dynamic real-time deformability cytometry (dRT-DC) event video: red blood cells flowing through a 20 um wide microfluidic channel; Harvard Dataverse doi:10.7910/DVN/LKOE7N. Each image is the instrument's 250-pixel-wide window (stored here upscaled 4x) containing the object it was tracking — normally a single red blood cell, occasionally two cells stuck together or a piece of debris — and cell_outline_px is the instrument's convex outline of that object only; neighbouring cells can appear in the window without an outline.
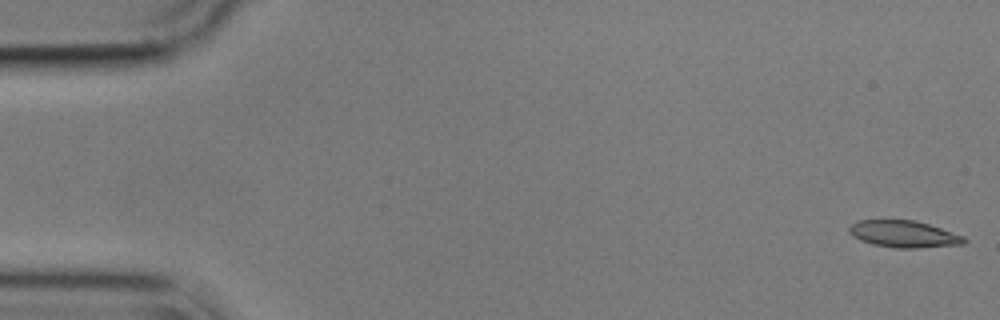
{"species": "common noctule bat (a hibernating species)", "species_latin": "Nyctalus noctula", "temperature_condition": "cold", "stored_images_in_passage": 55, "camera_frame_rate_fps": 3000, "um_per_image_px": 0.085, "animal": {"sex": "male", "body_mass_g": 17.9}, "frame": {"image": 1, "passage_image": 1, "time_ms": 0.0, "image_size_px": [1000, 320], "cell_outline_px": [[968, 240], [964, 244], [916, 248], [896, 248], [872, 244], [860, 240], [852, 236], [848, 232], [848, 228], [856, 220], [916, 220], [964, 236]], "centroid_in_image_um": [76.8, 19.89], "position_along_channel_um": 8.2, "area_um2": 18.03}}
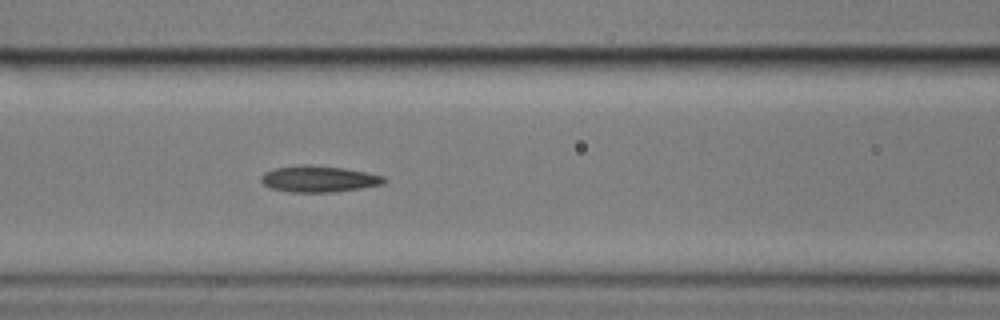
{"frame": {"image": 2, "passage_image": 23, "time_ms": 7.333, "image_size_px": [1000, 320], "cell_outline_px": [[388, 180], [384, 184], [336, 192], [292, 192], [272, 188], [264, 184], [260, 180], [260, 176], [264, 172], [276, 168], [304, 164], [344, 168], [384, 176]], "centroid_in_image_um": [27.11, 15.21], "position_along_channel_um": 139.5, "area_um2": 18.79}}
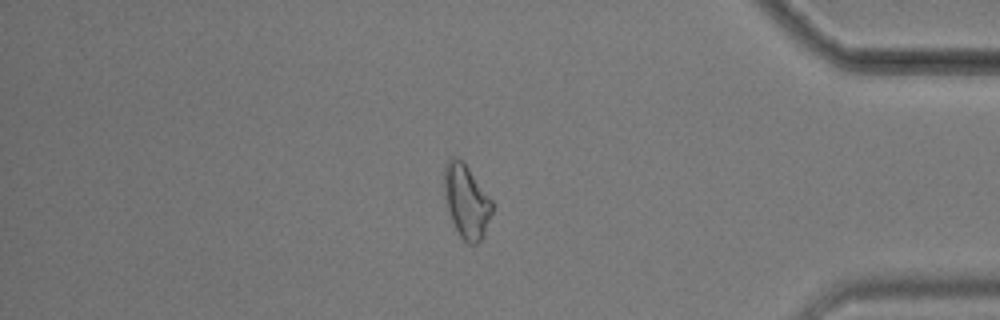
{"frame": {"image": 3, "passage_image": 47, "time_ms": 15.333, "image_size_px": [1000, 320], "cell_outline_px": [[492, 212], [484, 236], [476, 244], [468, 244], [460, 236], [452, 220], [444, 196], [444, 164], [452, 156], [456, 156], [464, 160], [492, 200]], "centroid_in_image_um": [39.64, 17.06], "position_along_channel_um": 395.6, "area_um2": 20.69}, "authors_computed_cell_mechanics": {"area_um2": 18.785, "velocity_mm_per_s": 3.5776, "shape_relaxation_time_tau1_ms": null, "shape_relaxation_time_tau2_ms": 10.5953, "deformation_change_tau1": null, "deformation_change_tau2": 0.212}}